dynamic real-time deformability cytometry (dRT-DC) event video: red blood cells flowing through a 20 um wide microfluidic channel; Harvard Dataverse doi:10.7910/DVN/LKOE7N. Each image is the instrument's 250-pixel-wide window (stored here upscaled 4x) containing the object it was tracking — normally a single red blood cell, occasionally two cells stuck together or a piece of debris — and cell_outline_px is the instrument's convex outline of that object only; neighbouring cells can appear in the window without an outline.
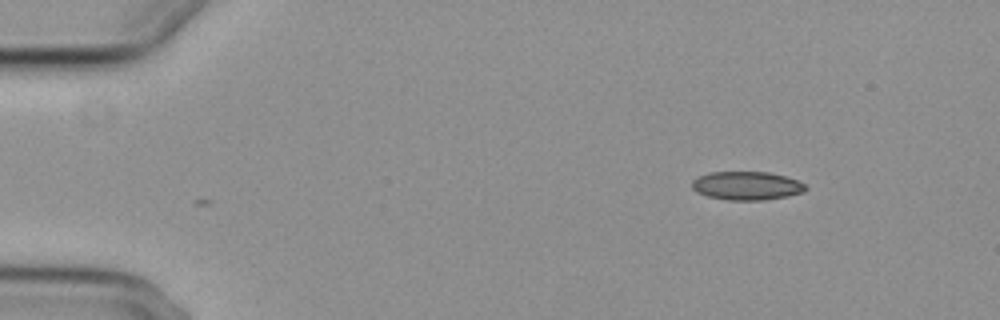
{"species": "common noctule bat (a hibernating species)", "species_latin": "Nyctalus noctula", "temperature_condition": "cold", "stored_images_in_passage": 2, "camera_frame_rate_fps": 3000, "um_per_image_px": 0.085, "animal": {"sex": "female", "body_mass_g": 29.2, "forearm_length_mm": 56.3}, "frame": {"image": 1, "passage_image": 2, "time_ms": 1.0, "image_size_px": [1000, 320], "cell_outline_px": [[808, 188], [804, 192], [788, 196], [764, 200], [728, 200], [708, 196], [696, 192], [692, 188], [692, 180], [696, 176], [708, 172], [768, 172], [784, 176], [796, 180], [804, 184]], "centroid_in_image_um": [63.44, 15.78], "position_along_channel_um": 21.6, "area_um2": 18.96}}